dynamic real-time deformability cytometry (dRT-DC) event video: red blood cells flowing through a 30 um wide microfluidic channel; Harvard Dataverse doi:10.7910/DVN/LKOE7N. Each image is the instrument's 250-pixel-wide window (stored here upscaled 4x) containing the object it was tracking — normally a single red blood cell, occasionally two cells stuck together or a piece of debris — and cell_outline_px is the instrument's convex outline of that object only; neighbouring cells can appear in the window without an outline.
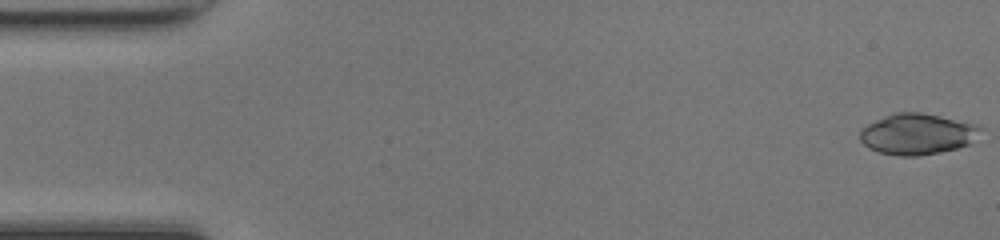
{"species": "common noctule bat (a hibernating species)", "species_latin": "Nyctalus noctula", "temperature_condition": "room temperature", "stored_images_in_passage": 48, "camera_frame_rate_fps": 3000, "um_per_image_px": 0.085, "animal": {"sex": "female", "body_mass_g": 17.0, "forearm_length_mm": 48.0}, "frame": {"image": 1, "passage_image": 1, "time_ms": 0.0, "image_size_px": [1000, 240], "cell_outline_px": [[984, 128], [972, 144], [940, 152], [916, 156], [900, 156], [880, 152], [868, 148], [860, 140], [860, 128], [884, 116], [896, 112], [920, 112], [980, 124]], "centroid_in_image_um": [78.02, 11.39], "position_along_channel_um": 7.0, "area_um2": 29.07}}
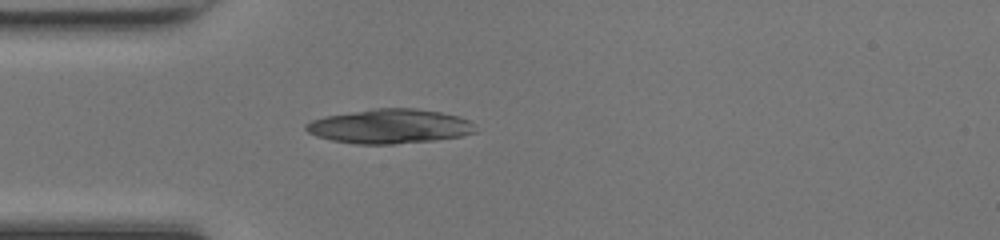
{"frame": {"image": 2, "passage_image": 14, "time_ms": 4.333, "image_size_px": [1000, 240], "cell_outline_px": [[476, 132], [460, 136], [432, 140], [392, 144], [356, 144], [332, 140], [316, 136], [308, 132], [304, 128], [304, 124], [312, 120], [324, 116], [376, 108], [416, 108], [440, 112], [460, 116], [468, 120], [472, 124]], "centroid_in_image_um": [33.09, 10.73], "position_along_channel_um": 51.9, "area_um2": 33.81}}